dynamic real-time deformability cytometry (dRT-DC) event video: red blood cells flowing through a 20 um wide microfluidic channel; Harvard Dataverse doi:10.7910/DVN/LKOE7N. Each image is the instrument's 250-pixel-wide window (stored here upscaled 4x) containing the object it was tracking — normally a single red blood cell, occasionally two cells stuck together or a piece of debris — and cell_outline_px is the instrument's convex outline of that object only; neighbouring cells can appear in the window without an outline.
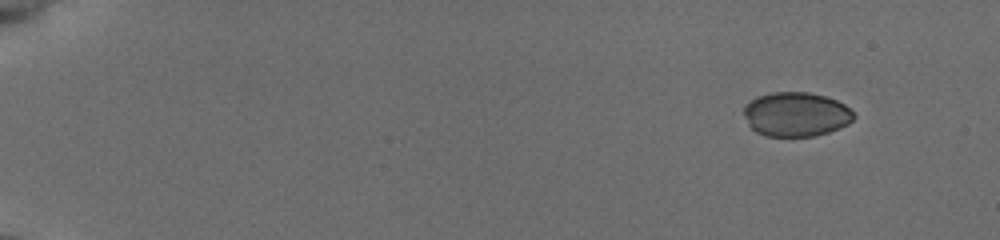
{"species": "common noctule bat (a hibernating species)", "species_latin": "Nyctalus noctula", "temperature_condition": "cold", "stored_images_in_passage": 50, "camera_frame_rate_fps": 3000, "um_per_image_px": 0.085, "animal": {"sex": "female", "body_mass_g": 19.5, "forearm_length_mm": 54.1}, "frame": {"image": 1, "passage_image": 1, "time_ms": 0.0, "image_size_px": [1000, 240], "cell_outline_px": [[856, 116], [848, 124], [840, 128], [828, 132], [812, 136], [764, 136], [756, 132], [748, 124], [744, 116], [744, 104], [756, 96], [772, 92], [808, 92], [824, 96], [836, 100], [844, 104]], "centroid_in_image_um": [67.63, 9.71], "position_along_channel_um": 17.4, "area_um2": 28.5}}
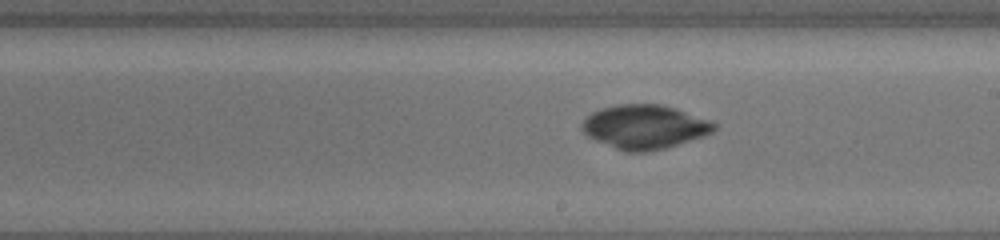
{"frame": {"image": 2, "passage_image": 29, "time_ms": 9.333, "image_size_px": [1000, 240], "cell_outline_px": [[716, 128], [712, 132], [704, 136], [664, 148], [648, 152], [624, 152], [596, 140], [588, 136], [580, 128], [580, 124], [592, 112], [600, 108], [616, 104], [660, 104], [676, 108], [712, 120], [716, 124]], "centroid_in_image_um": [54.79, 10.77], "position_along_channel_um": 234.2, "area_um2": 34.04}}
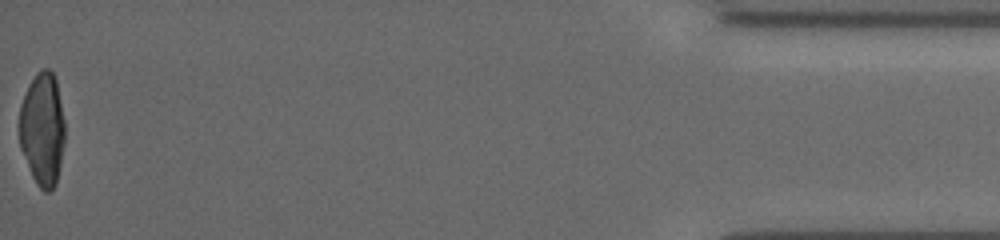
{"frame": {"image": 3, "passage_image": 50, "time_ms": 16.333, "image_size_px": [1000, 240], "cell_outline_px": [[64, 140], [60, 164], [56, 184], [48, 192], [44, 192], [36, 184], [32, 176], [20, 148], [20, 104], [36, 72], [40, 68], [48, 68], [52, 72], [56, 80], [64, 120]], "centroid_in_image_um": [3.61, 10.98], "position_along_channel_um": 431.6, "area_um2": 29.82}}